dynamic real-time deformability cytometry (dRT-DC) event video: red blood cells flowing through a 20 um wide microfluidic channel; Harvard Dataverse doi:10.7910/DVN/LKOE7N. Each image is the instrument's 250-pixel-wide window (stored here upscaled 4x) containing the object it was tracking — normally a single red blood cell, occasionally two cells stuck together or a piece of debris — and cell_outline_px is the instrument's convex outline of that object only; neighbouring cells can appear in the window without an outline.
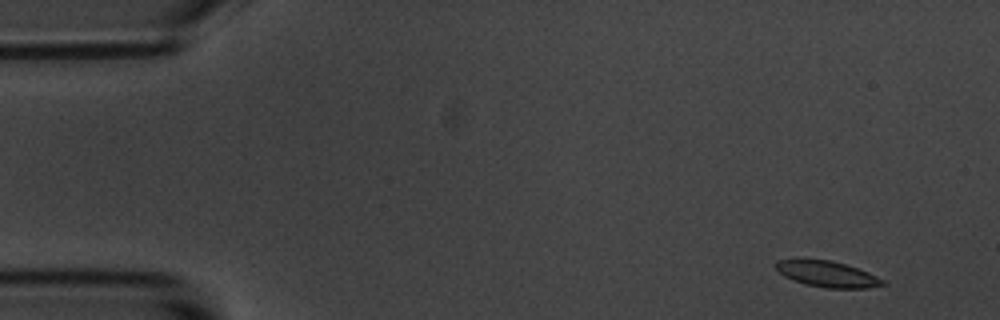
{"species": "common noctule bat (a hibernating species)", "species_latin": "Nyctalus noctula", "temperature_condition": "room temperature", "stored_images_in_passage": 14, "camera_frame_rate_fps": 3000, "um_per_image_px": 0.085, "animal": {"sex": "male", "body_mass_g": 20.1, "forearm_length_mm": 53.5}, "frame": {"image": 1, "passage_image": 1, "time_ms": 0.0, "image_size_px": [1000, 320], "cell_outline_px": [[888, 284], [868, 288], [828, 288], [804, 284], [792, 280], [784, 276], [772, 264], [776, 260], [804, 256], [832, 260], [868, 272], [884, 280]], "centroid_in_image_um": [70.22, 23.24], "position_along_channel_um": 14.8, "area_um2": 16.88}}
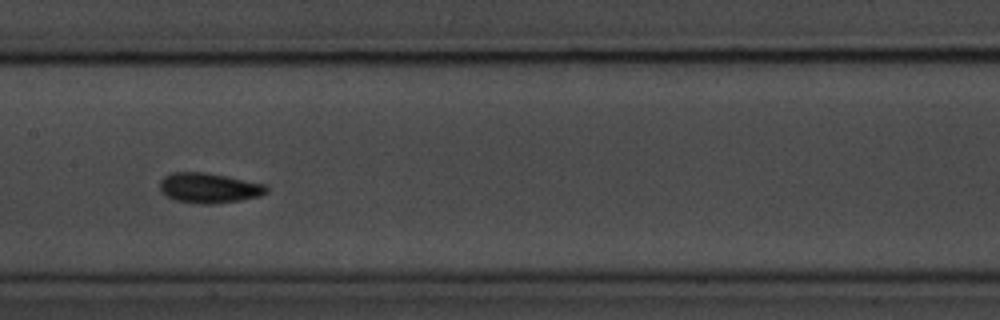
{"frame": {"image": 2, "passage_image": 7, "time_ms": 8.0, "image_size_px": [1000, 320], "cell_outline_px": [[268, 192], [260, 196], [240, 200], [212, 204], [200, 204], [176, 200], [168, 196], [160, 188], [160, 180], [164, 176], [172, 172], [204, 172], [268, 184]], "centroid_in_image_um": [17.81, 15.97], "position_along_channel_um": 189.6, "area_um2": 18.67}}
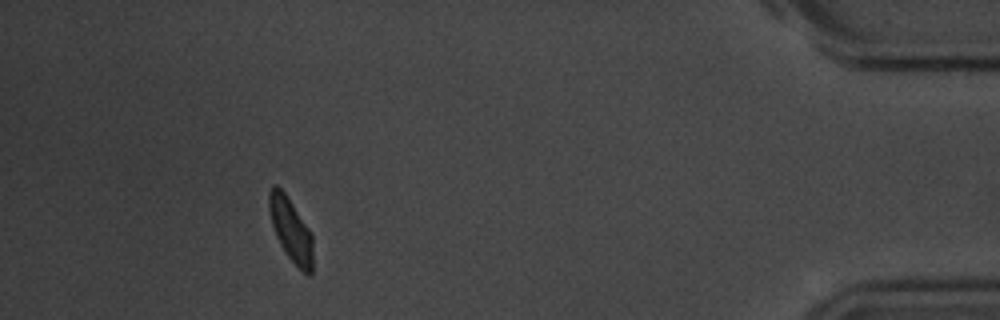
{"frame": {"image": 3, "passage_image": 13, "time_ms": 16.0, "image_size_px": [1000, 320], "cell_outline_px": [[312, 272], [308, 276], [288, 256], [280, 244], [276, 236], [272, 224], [268, 208], [268, 192], [272, 184], [276, 184], [284, 192], [308, 228], [312, 236]], "centroid_in_image_um": [24.69, 19.49], "position_along_channel_um": 410.5, "area_um2": 15.9}, "authors_computed_cell_mechanics": {"area_um2": 16.9643, "velocity_mm_per_s": 3.4998, "shape_relaxation_time_tau1_ms": 1.2526, "shape_relaxation_time_tau2_ms": 1.4939, "deformation_change_tau1": 0.0863, "deformation_change_tau2": 0.0429}}